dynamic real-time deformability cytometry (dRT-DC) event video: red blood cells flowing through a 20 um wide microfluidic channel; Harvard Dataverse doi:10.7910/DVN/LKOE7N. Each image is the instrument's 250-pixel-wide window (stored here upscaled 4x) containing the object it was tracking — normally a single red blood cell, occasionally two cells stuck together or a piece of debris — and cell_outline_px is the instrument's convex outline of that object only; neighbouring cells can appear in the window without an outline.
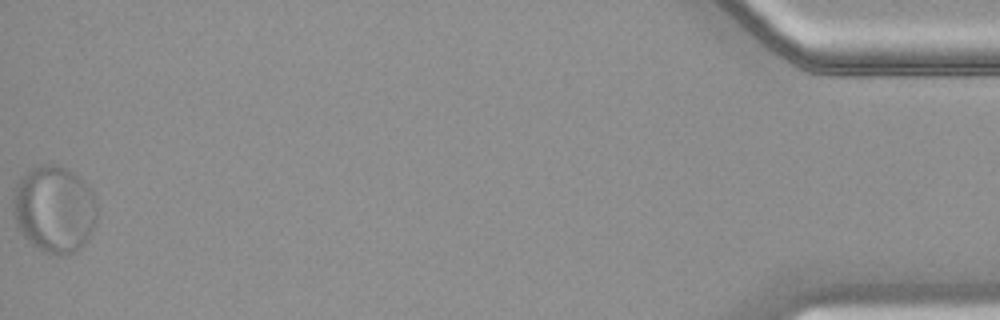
{"species": "common noctule bat (a hibernating species)", "species_latin": "Nyctalus noctula", "temperature_condition": "warm", "stored_images_in_passage": 43, "segment_of_instrument_passage": [2, 2], "camera_frame_rate_fps": 3000, "um_per_image_px": 0.085, "animal": {"sex": "female", "body_mass_g": 18.4}, "frame": {"image": 1, "passage_image": 43, "time_ms": 14.0, "image_size_px": [1000, 320], "cell_outline_px": [[100, 212], [88, 240], [80, 248], [72, 252], [60, 256], [44, 252], [32, 244], [24, 236], [12, 212], [12, 196], [16, 184], [20, 176], [32, 168], [40, 164], [56, 164], [72, 172], [92, 188]], "centroid_in_image_um": [4.64, 17.76], "position_along_channel_um": 430.6, "area_um2": 43.18}}